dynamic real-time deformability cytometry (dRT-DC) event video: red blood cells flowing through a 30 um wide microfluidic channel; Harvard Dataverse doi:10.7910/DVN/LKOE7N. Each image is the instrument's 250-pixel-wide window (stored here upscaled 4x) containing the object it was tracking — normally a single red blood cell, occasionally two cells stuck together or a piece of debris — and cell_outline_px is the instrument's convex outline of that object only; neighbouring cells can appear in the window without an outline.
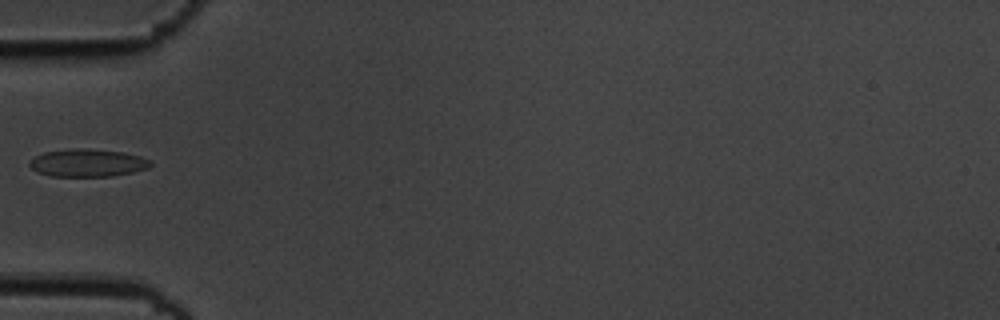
{"species": "common noctule bat (a hibernating species)", "species_latin": "Nyctalus noctula", "temperature_condition": "cold", "stored_images_in_passage": 7, "camera_frame_rate_fps": 3000, "um_per_image_px": 0.085, "animal": {"sex": "male", "body_mass_g": 19.5, "forearm_length_mm": 54.6}, "frame": {"image": 1, "passage_image": 6, "time_ms": 1.667, "image_size_px": [1000, 320], "cell_outline_px": [[152, 164], [148, 168], [132, 172], [112, 176], [52, 176], [36, 172], [28, 164], [36, 156], [44, 152], [76, 148], [84, 148], [124, 152], [140, 156], [152, 160]], "centroid_in_image_um": [7.47, 13.84], "position_along_channel_um": 77.5, "area_um2": 19.48}}
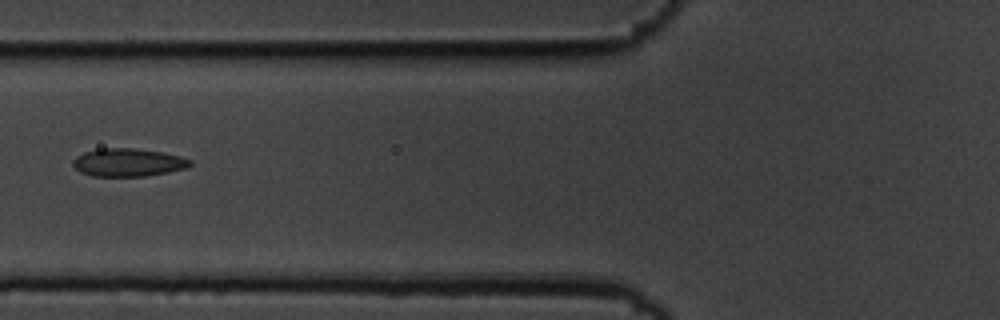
{"frame": {"image": 2, "passage_image": 7, "time_ms": 2.0, "image_size_px": [1000, 320], "cell_outline_px": [[192, 164], [188, 168], [168, 172], [144, 176], [92, 176], [80, 172], [72, 164], [72, 160], [76, 156], [84, 152], [104, 148], [132, 148], [164, 152], [180, 156], [192, 160]], "centroid_in_image_um": [10.9, 13.81], "position_along_channel_um": 114.9, "area_um2": 19.19}}